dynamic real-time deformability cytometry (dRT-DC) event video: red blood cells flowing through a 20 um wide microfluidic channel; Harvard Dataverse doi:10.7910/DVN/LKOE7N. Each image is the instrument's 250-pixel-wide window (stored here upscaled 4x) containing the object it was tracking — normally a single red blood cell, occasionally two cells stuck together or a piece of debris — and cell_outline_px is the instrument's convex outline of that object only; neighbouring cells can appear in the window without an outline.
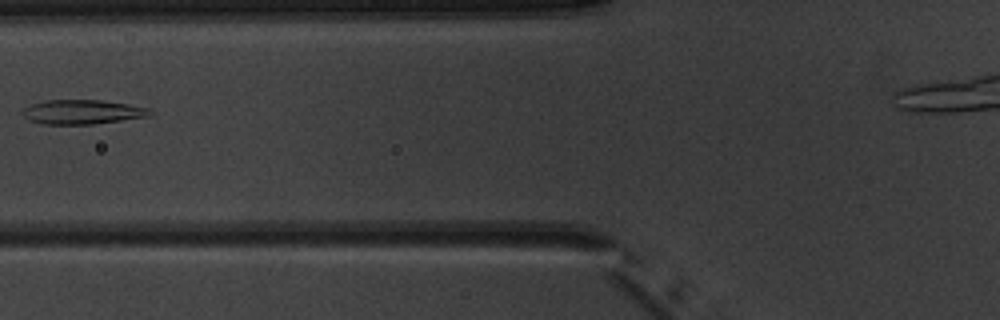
{"species": "common noctule bat (a hibernating species)", "species_latin": "Nyctalus noctula", "temperature_condition": "warm", "stored_images_in_passage": 9, "camera_frame_rate_fps": 3000, "um_per_image_px": 0.085, "animal": {"sex": "male", "body_mass_g": 20.1, "forearm_length_mm": 53.5}, "frame": {"image": 1, "passage_image": 8, "time_ms": 8.333, "image_size_px": [1000, 320], "cell_outline_px": [[156, 112], [148, 116], [92, 124], [44, 124], [28, 120], [20, 112], [24, 108], [32, 104], [48, 100], [100, 100], [128, 104], [148, 108]], "centroid_in_image_um": [6.99, 9.51], "position_along_channel_um": 118.8, "area_um2": 17.98}}
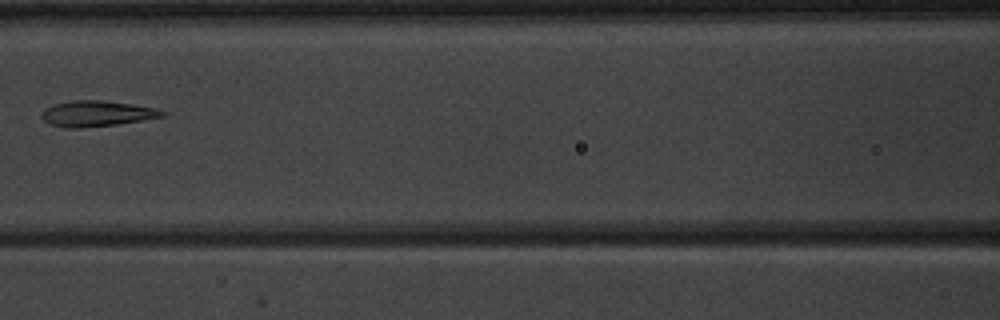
{"frame": {"image": 2, "passage_image": 9, "time_ms": 9.333, "image_size_px": [1000, 320], "cell_outline_px": [[168, 112], [164, 116], [116, 124], [80, 128], [64, 128], [48, 124], [40, 116], [44, 108], [56, 104], [72, 100], [104, 100], [132, 104], [156, 108]], "centroid_in_image_um": [8.19, 9.65], "position_along_channel_um": 158.4, "area_um2": 18.09}}